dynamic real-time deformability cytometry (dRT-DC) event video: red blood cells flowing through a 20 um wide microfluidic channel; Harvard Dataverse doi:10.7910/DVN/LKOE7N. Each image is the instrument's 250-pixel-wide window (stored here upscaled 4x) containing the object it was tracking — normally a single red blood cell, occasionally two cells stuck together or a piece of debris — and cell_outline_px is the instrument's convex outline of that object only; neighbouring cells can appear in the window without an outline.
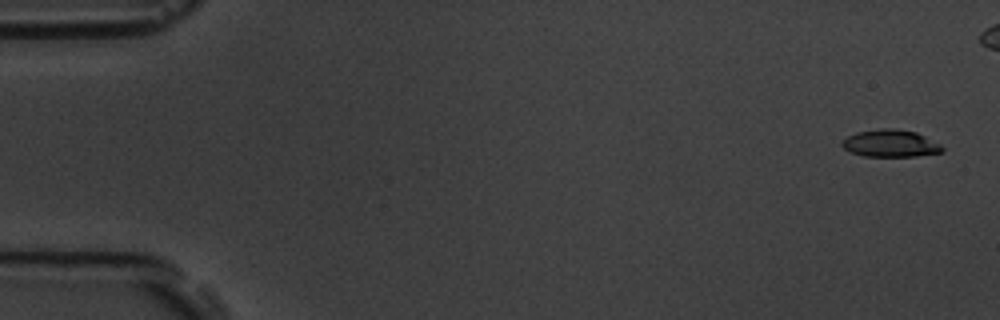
{"species": "common noctule bat (a hibernating species)", "species_latin": "Nyctalus noctula", "temperature_condition": "room temperature", "stored_images_in_passage": 9, "camera_frame_rate_fps": 3000, "um_per_image_px": 0.085, "animal": {"sex": "male", "body_mass_g": 19.5, "forearm_length_mm": 54.6}, "frame": {"image": 1, "passage_image": 1, "time_ms": 0.0, "image_size_px": [1000, 320], "cell_outline_px": [[944, 152], [916, 156], [864, 156], [852, 152], [844, 148], [840, 144], [840, 140], [856, 132], [880, 128], [892, 128], [916, 132], [940, 144], [944, 148]], "centroid_in_image_um": [75.67, 12.18], "position_along_channel_um": 9.3, "area_um2": 15.95}}
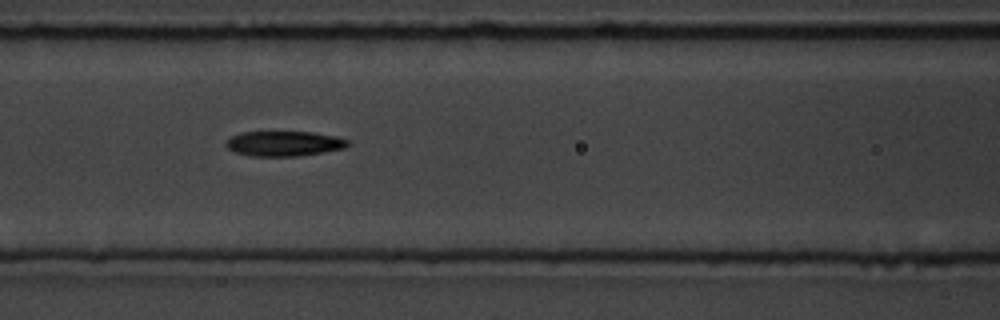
{"frame": {"image": 2, "passage_image": 7, "time_ms": 7.667, "image_size_px": [1000, 320], "cell_outline_px": [[348, 144], [344, 148], [324, 152], [296, 156], [252, 156], [236, 152], [228, 148], [224, 144], [232, 136], [240, 132], [312, 132], [336, 136], [348, 140]], "centroid_in_image_um": [24.14, 12.2], "position_along_channel_um": 142.5, "area_um2": 17.63}}
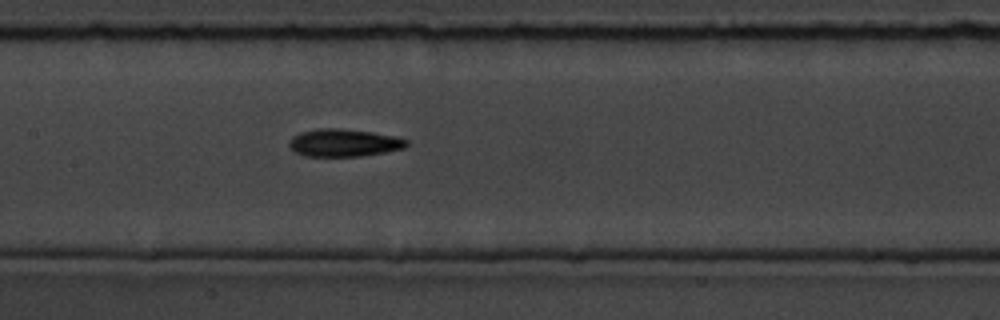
{"frame": {"image": 3, "passage_image": 8, "time_ms": 8.667, "image_size_px": [1000, 320], "cell_outline_px": [[408, 144], [404, 148], [384, 152], [360, 156], [304, 156], [296, 152], [288, 144], [292, 136], [300, 132], [316, 128], [340, 128], [372, 132], [392, 136], [408, 140]], "centroid_in_image_um": [29.2, 12.13], "position_along_channel_um": 178.2, "area_um2": 18.79}}